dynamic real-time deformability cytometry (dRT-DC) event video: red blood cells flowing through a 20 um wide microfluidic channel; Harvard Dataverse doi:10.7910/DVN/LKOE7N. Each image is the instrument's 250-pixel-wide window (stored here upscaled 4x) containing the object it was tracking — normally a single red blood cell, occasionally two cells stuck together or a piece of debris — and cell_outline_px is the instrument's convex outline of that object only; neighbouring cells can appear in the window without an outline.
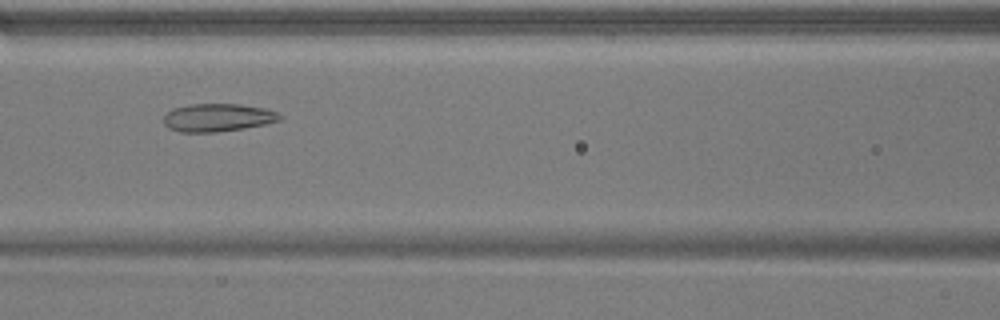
{"species": "common noctule bat (a hibernating species)", "species_latin": "Nyctalus noctula", "temperature_condition": "warm", "stored_images_in_passage": 38, "camera_frame_rate_fps": 3000, "um_per_image_px": 0.085, "animal": {"sex": "male", "body_mass_g": 17.9}, "frame": {"image": 1, "passage_image": 10, "time_ms": 3.0, "image_size_px": [1000, 320], "cell_outline_px": [[284, 116], [280, 120], [264, 124], [244, 128], [216, 132], [180, 132], [168, 128], [164, 124], [164, 116], [172, 108], [188, 104], [240, 104], [264, 108], [276, 112]], "centroid_in_image_um": [18.49, 9.99], "position_along_channel_um": 148.1, "area_um2": 18.96}}
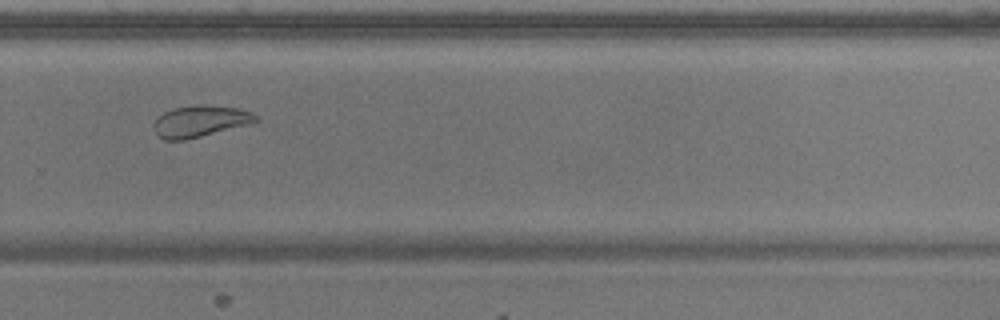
{"frame": {"image": 2, "passage_image": 23, "time_ms": 7.333, "image_size_px": [1000, 320], "cell_outline_px": [[260, 120], [200, 136], [184, 140], [164, 140], [156, 136], [152, 128], [152, 124], [164, 112], [172, 108], [196, 104], [204, 104], [236, 108], [252, 112]], "centroid_in_image_um": [16.92, 10.29], "position_along_channel_um": 312.9, "area_um2": 18.55}}
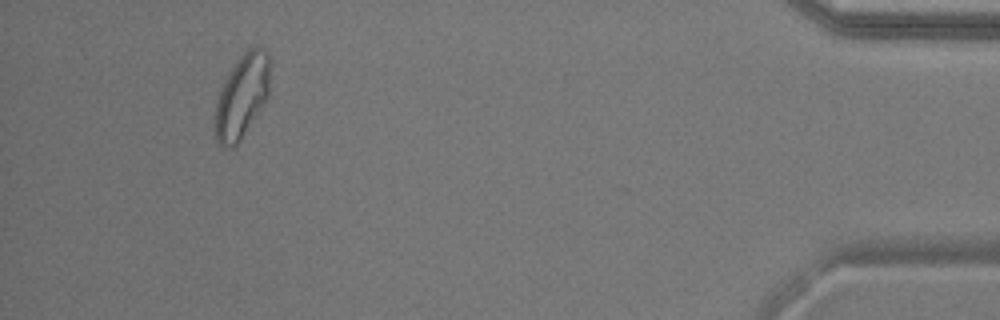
{"frame": {"image": 3, "passage_image": 36, "time_ms": 11.667, "image_size_px": [1000, 320], "cell_outline_px": [[268, 96], [240, 140], [232, 148], [224, 148], [216, 140], [216, 100], [228, 72], [236, 60], [248, 48], [264, 48], [268, 52]], "centroid_in_image_um": [20.54, 8.17], "position_along_channel_um": 414.7, "area_um2": 26.13}, "authors_computed_cell_mechanics": {"area_um2": 19.941, "velocity_mm_per_s": 3.8087, "shape_relaxation_time_tau1_ms": 8.9538, "shape_relaxation_time_tau2_ms": 1.2153, "deformation_change_tau1": 0.1718, "deformation_change_tau2": 0.061}}